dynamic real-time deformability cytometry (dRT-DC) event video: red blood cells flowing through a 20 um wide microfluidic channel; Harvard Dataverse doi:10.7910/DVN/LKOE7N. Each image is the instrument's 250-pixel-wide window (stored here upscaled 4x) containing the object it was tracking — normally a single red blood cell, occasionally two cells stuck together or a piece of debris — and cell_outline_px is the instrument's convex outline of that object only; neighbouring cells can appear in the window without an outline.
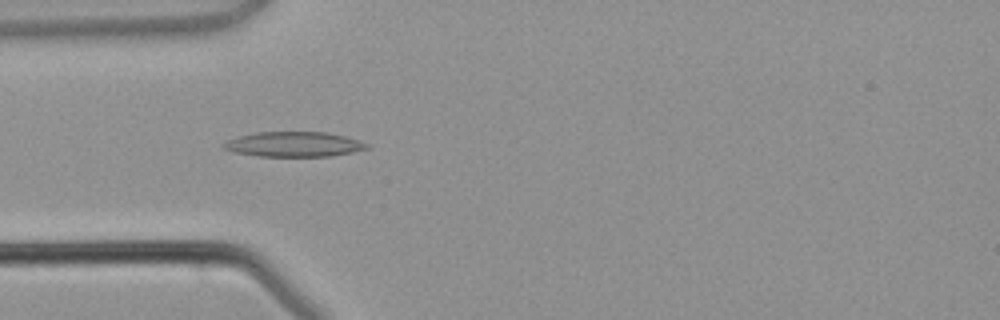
{"species": "common noctule bat (a hibernating species)", "species_latin": "Nyctalus noctula", "temperature_condition": "warm", "stored_images_in_passage": 4, "camera_frame_rate_fps": 3000, "um_per_image_px": 0.085, "animal": {"sex": "male", "body_mass_g": 21.5, "forearm_length_mm": 52.0}, "frame": {"image": 1, "passage_image": 4, "time_ms": 3.667, "image_size_px": [1000, 320], "cell_outline_px": [[372, 148], [332, 156], [256, 156], [232, 152], [224, 148], [220, 144], [228, 140], [240, 136], [256, 132], [328, 132], [344, 136], [368, 144]], "centroid_in_image_um": [24.97, 12.27], "position_along_channel_um": 60.0, "area_um2": 20.87}}